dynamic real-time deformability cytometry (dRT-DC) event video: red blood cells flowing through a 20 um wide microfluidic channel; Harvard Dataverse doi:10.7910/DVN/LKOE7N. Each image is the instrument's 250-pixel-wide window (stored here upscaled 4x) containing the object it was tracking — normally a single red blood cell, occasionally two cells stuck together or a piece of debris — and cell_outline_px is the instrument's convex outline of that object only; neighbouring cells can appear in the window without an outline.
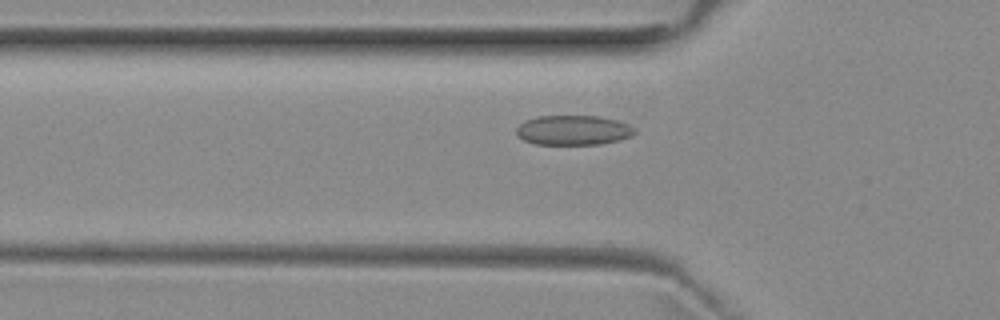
{"species": "common noctule bat (a hibernating species)", "species_latin": "Nyctalus noctula", "temperature_condition": "room temperature", "stored_images_in_passage": 44, "camera_frame_rate_fps": 3000, "um_per_image_px": 0.085, "animal": {"sex": "female", "body_mass_g": 29.2, "forearm_length_mm": 56.3}, "frame": {"image": 1, "passage_image": 9, "time_ms": 2.667, "image_size_px": [1000, 320], "cell_outline_px": [[636, 132], [632, 136], [620, 140], [600, 144], [536, 144], [524, 140], [516, 132], [516, 128], [524, 120], [536, 116], [600, 116], [616, 120], [628, 124], [636, 128]], "centroid_in_image_um": [48.75, 11.06], "position_along_channel_um": 77.0, "area_um2": 20.58}}
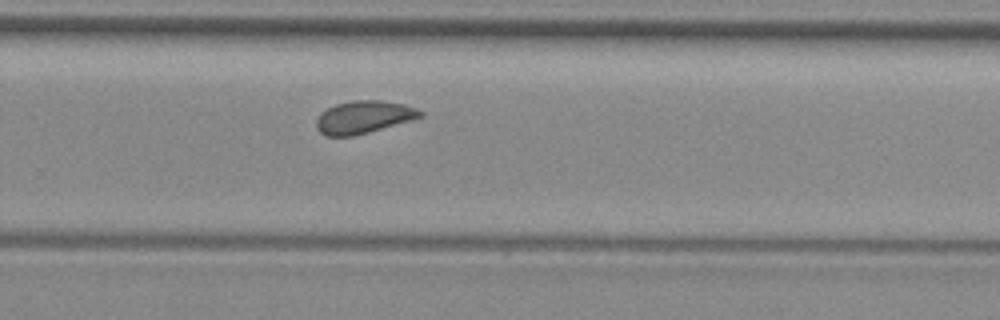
{"frame": {"image": 2, "passage_image": 26, "time_ms": 8.333, "image_size_px": [1000, 320], "cell_outline_px": [[424, 116], [412, 120], [368, 132], [352, 136], [328, 136], [320, 132], [316, 128], [316, 120], [320, 112], [336, 104], [352, 100], [380, 100], [404, 104], [416, 108], [424, 112]], "centroid_in_image_um": [30.91, 9.95], "position_along_channel_um": 298.9, "area_um2": 19.77}}
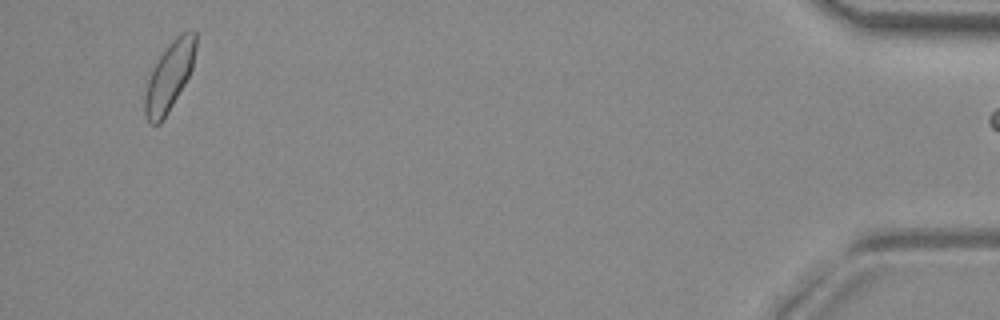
{"frame": {"image": 3, "passage_image": 42, "time_ms": 13.667, "image_size_px": [1000, 320], "cell_outline_px": [[196, 48], [192, 68], [184, 84], [168, 112], [160, 124], [152, 124], [144, 116], [144, 96], [148, 80], [152, 68], [156, 60], [168, 44], [176, 36], [184, 32], [196, 32]], "centroid_in_image_um": [14.37, 6.49], "position_along_channel_um": 420.8, "area_um2": 20.23}, "authors_computed_cell_mechanics": {"area_um2": 19.7387, "velocity_mm_per_s": 3.9114, "shape_relaxation_time_tau1_ms": null, "shape_relaxation_time_tau2_ms": 1.7614, "deformation_change_tau1": null, "deformation_change_tau2": 0.0684}}